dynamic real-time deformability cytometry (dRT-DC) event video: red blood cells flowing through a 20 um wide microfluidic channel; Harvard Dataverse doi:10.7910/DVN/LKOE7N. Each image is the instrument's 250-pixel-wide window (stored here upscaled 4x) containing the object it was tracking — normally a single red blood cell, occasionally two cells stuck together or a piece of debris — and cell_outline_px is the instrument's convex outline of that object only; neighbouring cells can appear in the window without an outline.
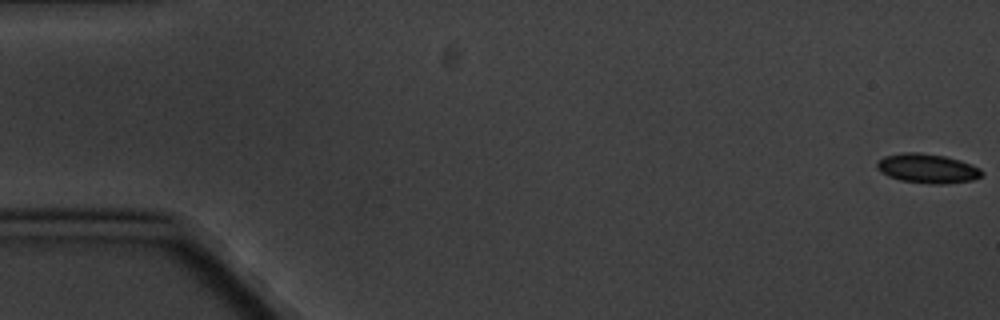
{"species": "common noctule bat (a hibernating species)", "species_latin": "Nyctalus noctula", "temperature_condition": "cold", "stored_images_in_passage": 5, "camera_frame_rate_fps": 3000, "um_per_image_px": 0.085, "animal": {"sex": "male", "body_mass_g": 20.1, "forearm_length_mm": 53.5}, "frame": {"image": 1, "passage_image": 1, "time_ms": 0.0, "image_size_px": [1000, 320], "cell_outline_px": [[984, 172], [980, 176], [972, 180], [944, 184], [932, 184], [900, 180], [888, 176], [880, 172], [876, 168], [876, 164], [884, 156], [904, 152], [920, 152], [944, 156], [960, 160], [972, 164], [980, 168]], "centroid_in_image_um": [78.82, 14.31], "position_along_channel_um": 6.2, "area_um2": 17.98}}
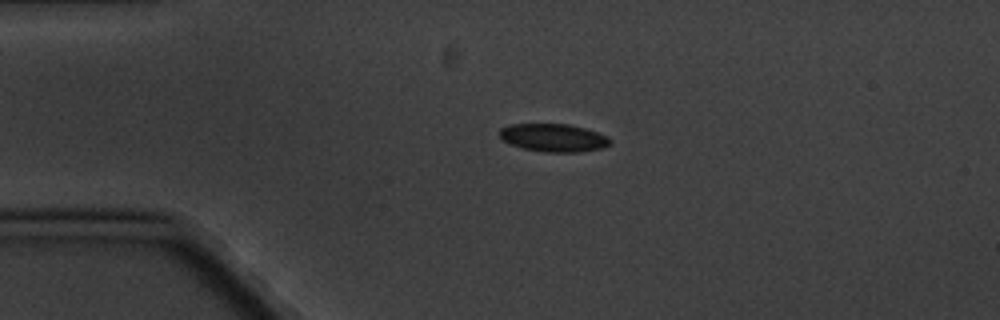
{"frame": {"image": 2, "passage_image": 4, "time_ms": 4.333, "image_size_px": [1000, 320], "cell_outline_px": [[612, 144], [600, 148], [580, 152], [544, 152], [524, 148], [512, 144], [504, 140], [500, 136], [500, 128], [512, 124], [568, 124], [584, 128], [608, 136], [612, 140]], "centroid_in_image_um": [47.09, 11.7], "position_along_channel_um": 37.9, "area_um2": 17.86}}